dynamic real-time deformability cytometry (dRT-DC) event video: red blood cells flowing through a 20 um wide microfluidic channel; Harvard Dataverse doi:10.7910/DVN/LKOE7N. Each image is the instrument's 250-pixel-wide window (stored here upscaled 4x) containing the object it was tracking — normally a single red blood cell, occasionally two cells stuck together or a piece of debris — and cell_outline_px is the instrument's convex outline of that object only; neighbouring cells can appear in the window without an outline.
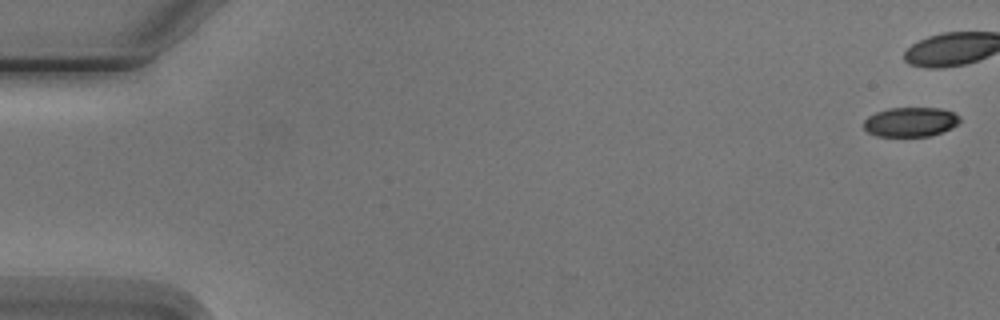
{"species": "Egyptian fruit bat (a non-hibernating species)", "species_latin": "Rousettus aegyptiacus", "temperature_condition": "cold", "stored_images_in_passage": 4, "camera_frame_rate_fps": 3000, "um_per_image_px": 0.085, "animal": {"sex": "male"}, "frame": {"image": 1, "passage_image": 1, "time_ms": 0.0, "image_size_px": [1000, 320], "cell_outline_px": [[960, 120], [952, 128], [928, 136], [876, 136], [868, 132], [864, 128], [864, 120], [868, 116], [876, 112], [888, 108], [940, 108], [952, 112], [960, 116]], "centroid_in_image_um": [77.37, 10.36], "position_along_channel_um": 7.6, "area_um2": 16.42}}